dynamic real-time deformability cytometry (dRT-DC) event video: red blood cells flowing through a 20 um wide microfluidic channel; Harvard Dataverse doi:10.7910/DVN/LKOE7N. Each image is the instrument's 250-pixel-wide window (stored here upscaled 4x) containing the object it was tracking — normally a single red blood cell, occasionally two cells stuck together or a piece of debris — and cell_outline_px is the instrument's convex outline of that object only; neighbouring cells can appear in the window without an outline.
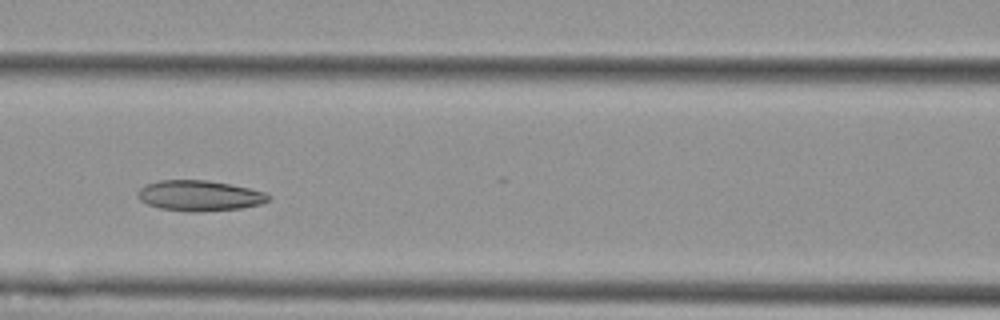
{"species": "Egyptian fruit bat (a non-hibernating species)", "species_latin": "Rousettus aegyptiacus", "temperature_condition": "cold", "stored_images_in_passage": 7, "camera_frame_rate_fps": 3000, "um_per_image_px": 0.085, "animal": {"sex": "female"}, "frame": {"image": 1, "passage_image": 6, "time_ms": 6.0, "image_size_px": [1000, 320], "cell_outline_px": [[272, 196], [268, 200], [260, 204], [240, 208], [192, 212], [188, 212], [160, 208], [148, 204], [140, 200], [136, 196], [136, 192], [140, 188], [148, 184], [160, 180], [208, 180], [232, 184], [264, 192]], "centroid_in_image_um": [16.93, 16.62], "position_along_channel_um": 149.7, "area_um2": 23.18}}
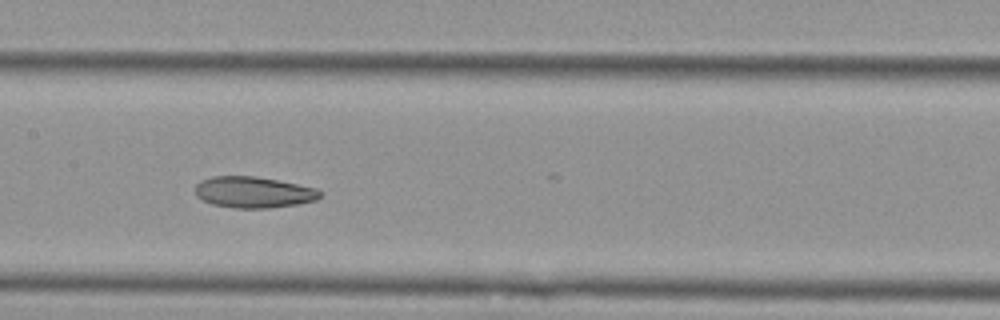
{"frame": {"image": 2, "passage_image": 7, "time_ms": 7.0, "image_size_px": [1000, 320], "cell_outline_px": [[324, 192], [316, 200], [300, 204], [268, 208], [232, 208], [212, 204], [200, 200], [196, 196], [196, 184], [200, 180], [212, 176], [252, 176], [276, 180], [316, 188]], "centroid_in_image_um": [21.53, 16.35], "position_along_channel_um": 185.9, "area_um2": 22.83}}